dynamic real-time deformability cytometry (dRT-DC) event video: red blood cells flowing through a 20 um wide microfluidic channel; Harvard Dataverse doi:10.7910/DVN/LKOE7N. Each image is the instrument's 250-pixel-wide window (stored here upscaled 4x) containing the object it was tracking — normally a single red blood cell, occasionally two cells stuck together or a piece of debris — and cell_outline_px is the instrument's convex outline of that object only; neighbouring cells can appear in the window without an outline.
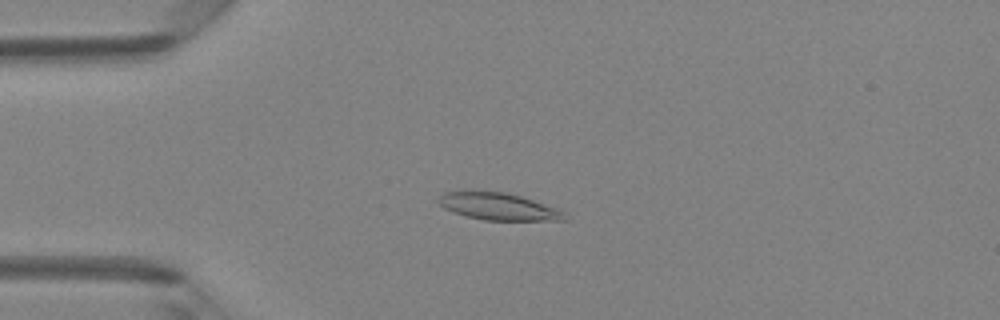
{"species": "Egyptian fruit bat (a non-hibernating species)", "species_latin": "Rousettus aegyptiacus", "temperature_condition": "room temperature", "stored_images_in_passage": 48, "camera_frame_rate_fps": 3000, "um_per_image_px": 0.085, "animal": {"sex": "female"}, "frame": {"image": 1, "passage_image": 12, "time_ms": 3.667, "image_size_px": [1000, 320], "cell_outline_px": [[568, 220], [484, 220], [452, 212], [444, 208], [436, 200], [444, 192], [476, 188], [508, 192], [556, 208], [564, 212]], "centroid_in_image_um": [42.28, 17.5], "position_along_channel_um": 42.7, "area_um2": 20.46}}
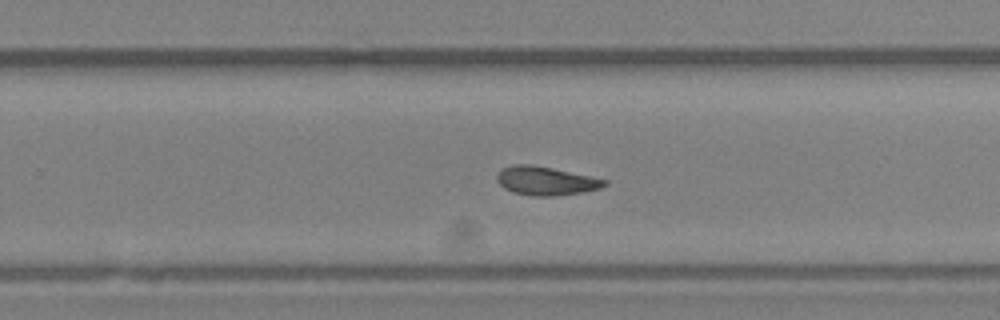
{"frame": {"image": 2, "passage_image": 31, "time_ms": 10.0, "image_size_px": [1000, 320], "cell_outline_px": [[608, 184], [600, 188], [580, 192], [556, 196], [536, 196], [512, 192], [504, 188], [496, 180], [496, 176], [504, 168], [512, 164], [532, 164], [592, 176], [608, 180]], "centroid_in_image_um": [46.4, 15.37], "position_along_channel_um": 283.4, "area_um2": 17.92}}
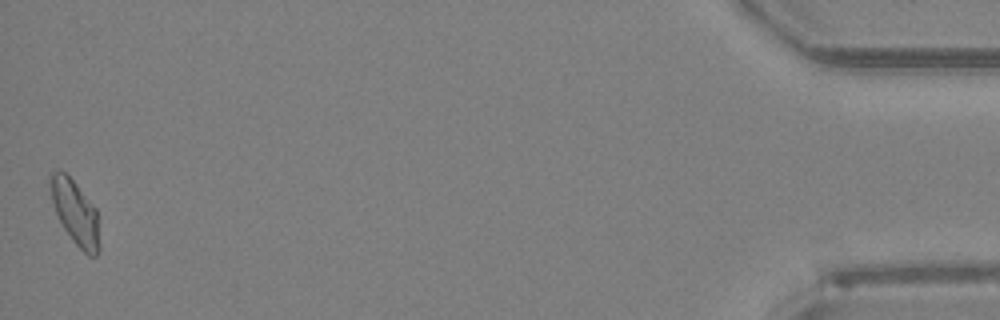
{"frame": {"image": 3, "passage_image": 48, "time_ms": 15.667, "image_size_px": [1000, 320], "cell_outline_px": [[100, 248], [96, 256], [88, 256], [72, 240], [64, 228], [56, 212], [52, 200], [52, 172], [64, 172], [76, 184], [96, 208], [100, 244]], "centroid_in_image_um": [6.46, 18.15], "position_along_channel_um": 428.7, "area_um2": 17.74}, "authors_computed_cell_mechanics": {"area_um2": 18.2359, "velocity_mm_per_s": 4.1922, "shape_relaxation_time_tau1_ms": 7.9686, "shape_relaxation_time_tau2_ms": 2.3605, "deformation_change_tau1": 0.2045, "deformation_change_tau2": 0.0878}}